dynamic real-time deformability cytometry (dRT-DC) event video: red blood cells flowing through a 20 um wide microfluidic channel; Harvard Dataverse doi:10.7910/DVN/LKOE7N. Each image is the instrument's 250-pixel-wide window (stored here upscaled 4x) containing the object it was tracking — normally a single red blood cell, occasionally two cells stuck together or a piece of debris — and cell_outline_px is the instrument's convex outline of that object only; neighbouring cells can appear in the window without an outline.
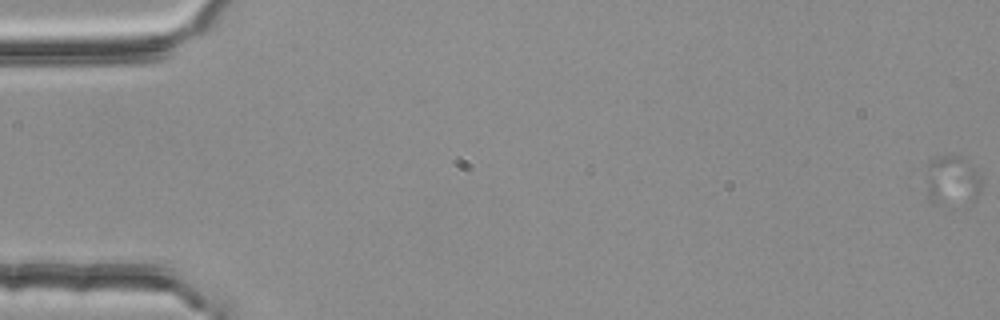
{"species": "common noctule bat (a hibernating species)", "species_latin": "Nyctalus noctula", "temperature_condition": "room temperature", "stored_images_in_passage": 4, "camera_frame_rate_fps": 3000, "um_per_image_px": 0.085, "animal": {"sex": "female", "body_mass_g": 25.1}, "frame": {"image": 1, "passage_image": 1, "time_ms": 0.0, "image_size_px": [1000, 320], "cell_outline_px": [[980, 192], [972, 200], [936, 204], [928, 200], [928, 160], [936, 156], [964, 156], [980, 176]], "centroid_in_image_um": [80.92, 15.3], "position_along_channel_um": 4.1, "area_um2": 15.66}}